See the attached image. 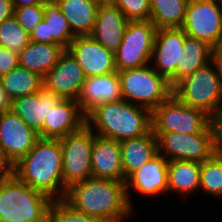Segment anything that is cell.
<instances>
[{"mask_svg": "<svg viewBox=\"0 0 222 222\" xmlns=\"http://www.w3.org/2000/svg\"><path fill=\"white\" fill-rule=\"evenodd\" d=\"M74 210L105 222H121L132 214L125 182L88 178L71 184L63 199Z\"/></svg>", "mask_w": 222, "mask_h": 222, "instance_id": "cell-1", "label": "cell"}, {"mask_svg": "<svg viewBox=\"0 0 222 222\" xmlns=\"http://www.w3.org/2000/svg\"><path fill=\"white\" fill-rule=\"evenodd\" d=\"M62 172L60 139L50 138H39L32 150L13 168V174L20 181L47 195L53 201L64 199L66 194L67 187L63 184Z\"/></svg>", "mask_w": 222, "mask_h": 222, "instance_id": "cell-2", "label": "cell"}, {"mask_svg": "<svg viewBox=\"0 0 222 222\" xmlns=\"http://www.w3.org/2000/svg\"><path fill=\"white\" fill-rule=\"evenodd\" d=\"M86 125L96 135L121 142L146 135L152 130V111L126 100L106 102L86 115Z\"/></svg>", "mask_w": 222, "mask_h": 222, "instance_id": "cell-3", "label": "cell"}, {"mask_svg": "<svg viewBox=\"0 0 222 222\" xmlns=\"http://www.w3.org/2000/svg\"><path fill=\"white\" fill-rule=\"evenodd\" d=\"M52 201L13 174L0 185V222H47Z\"/></svg>", "mask_w": 222, "mask_h": 222, "instance_id": "cell-4", "label": "cell"}, {"mask_svg": "<svg viewBox=\"0 0 222 222\" xmlns=\"http://www.w3.org/2000/svg\"><path fill=\"white\" fill-rule=\"evenodd\" d=\"M172 90L180 102L207 115L222 104V78L213 60L178 82Z\"/></svg>", "mask_w": 222, "mask_h": 222, "instance_id": "cell-5", "label": "cell"}, {"mask_svg": "<svg viewBox=\"0 0 222 222\" xmlns=\"http://www.w3.org/2000/svg\"><path fill=\"white\" fill-rule=\"evenodd\" d=\"M118 76L122 99L151 111L172 95L173 90L168 80L152 66L118 71Z\"/></svg>", "mask_w": 222, "mask_h": 222, "instance_id": "cell-6", "label": "cell"}, {"mask_svg": "<svg viewBox=\"0 0 222 222\" xmlns=\"http://www.w3.org/2000/svg\"><path fill=\"white\" fill-rule=\"evenodd\" d=\"M156 30L150 20L128 21L122 42L115 52L117 71L150 66Z\"/></svg>", "mask_w": 222, "mask_h": 222, "instance_id": "cell-7", "label": "cell"}, {"mask_svg": "<svg viewBox=\"0 0 222 222\" xmlns=\"http://www.w3.org/2000/svg\"><path fill=\"white\" fill-rule=\"evenodd\" d=\"M208 126V115L180 102L173 94L152 111L153 133L202 132Z\"/></svg>", "mask_w": 222, "mask_h": 222, "instance_id": "cell-8", "label": "cell"}, {"mask_svg": "<svg viewBox=\"0 0 222 222\" xmlns=\"http://www.w3.org/2000/svg\"><path fill=\"white\" fill-rule=\"evenodd\" d=\"M94 128L86 124L78 131L60 138L63 156V184H71L92 177L91 151L94 142Z\"/></svg>", "mask_w": 222, "mask_h": 222, "instance_id": "cell-9", "label": "cell"}, {"mask_svg": "<svg viewBox=\"0 0 222 222\" xmlns=\"http://www.w3.org/2000/svg\"><path fill=\"white\" fill-rule=\"evenodd\" d=\"M181 28L187 36L206 42L214 48L222 41V2L189 0Z\"/></svg>", "mask_w": 222, "mask_h": 222, "instance_id": "cell-10", "label": "cell"}, {"mask_svg": "<svg viewBox=\"0 0 222 222\" xmlns=\"http://www.w3.org/2000/svg\"><path fill=\"white\" fill-rule=\"evenodd\" d=\"M153 134L157 138L158 153L169 161L188 160L201 163L214 155L209 126L202 132L194 134L177 132Z\"/></svg>", "mask_w": 222, "mask_h": 222, "instance_id": "cell-11", "label": "cell"}, {"mask_svg": "<svg viewBox=\"0 0 222 222\" xmlns=\"http://www.w3.org/2000/svg\"><path fill=\"white\" fill-rule=\"evenodd\" d=\"M39 135L11 110L0 113V151L15 165L34 147Z\"/></svg>", "mask_w": 222, "mask_h": 222, "instance_id": "cell-12", "label": "cell"}, {"mask_svg": "<svg viewBox=\"0 0 222 222\" xmlns=\"http://www.w3.org/2000/svg\"><path fill=\"white\" fill-rule=\"evenodd\" d=\"M85 80L83 69L65 49L56 65L43 78V88L61 99L77 101Z\"/></svg>", "mask_w": 222, "mask_h": 222, "instance_id": "cell-13", "label": "cell"}, {"mask_svg": "<svg viewBox=\"0 0 222 222\" xmlns=\"http://www.w3.org/2000/svg\"><path fill=\"white\" fill-rule=\"evenodd\" d=\"M186 36L182 28L156 30L152 59L154 58L157 67L153 68L168 80L172 88L175 86L176 66L181 64L184 54Z\"/></svg>", "mask_w": 222, "mask_h": 222, "instance_id": "cell-14", "label": "cell"}, {"mask_svg": "<svg viewBox=\"0 0 222 222\" xmlns=\"http://www.w3.org/2000/svg\"><path fill=\"white\" fill-rule=\"evenodd\" d=\"M67 50L81 66L86 78L117 71L115 53L107 50L90 35L76 36Z\"/></svg>", "mask_w": 222, "mask_h": 222, "instance_id": "cell-15", "label": "cell"}, {"mask_svg": "<svg viewBox=\"0 0 222 222\" xmlns=\"http://www.w3.org/2000/svg\"><path fill=\"white\" fill-rule=\"evenodd\" d=\"M92 178L125 182L118 141L94 134L91 151Z\"/></svg>", "mask_w": 222, "mask_h": 222, "instance_id": "cell-16", "label": "cell"}, {"mask_svg": "<svg viewBox=\"0 0 222 222\" xmlns=\"http://www.w3.org/2000/svg\"><path fill=\"white\" fill-rule=\"evenodd\" d=\"M86 124V115L75 100L61 99L51 108L44 121L39 138L60 139L80 130Z\"/></svg>", "mask_w": 222, "mask_h": 222, "instance_id": "cell-17", "label": "cell"}, {"mask_svg": "<svg viewBox=\"0 0 222 222\" xmlns=\"http://www.w3.org/2000/svg\"><path fill=\"white\" fill-rule=\"evenodd\" d=\"M168 163L169 160L158 153L126 179V193L130 206L132 204L128 193L131 186L146 196H154L168 191Z\"/></svg>", "mask_w": 222, "mask_h": 222, "instance_id": "cell-18", "label": "cell"}, {"mask_svg": "<svg viewBox=\"0 0 222 222\" xmlns=\"http://www.w3.org/2000/svg\"><path fill=\"white\" fill-rule=\"evenodd\" d=\"M43 9L44 19L30 33V41L58 44L67 49L76 36L72 33L60 6L54 0L43 5Z\"/></svg>", "mask_w": 222, "mask_h": 222, "instance_id": "cell-19", "label": "cell"}, {"mask_svg": "<svg viewBox=\"0 0 222 222\" xmlns=\"http://www.w3.org/2000/svg\"><path fill=\"white\" fill-rule=\"evenodd\" d=\"M60 100V97L43 88L35 94L12 100L10 110L39 134L43 130L44 121L48 119L51 108H54Z\"/></svg>", "mask_w": 222, "mask_h": 222, "instance_id": "cell-20", "label": "cell"}, {"mask_svg": "<svg viewBox=\"0 0 222 222\" xmlns=\"http://www.w3.org/2000/svg\"><path fill=\"white\" fill-rule=\"evenodd\" d=\"M122 99L118 71L101 76L86 78L77 99L81 110L87 115L96 106Z\"/></svg>", "mask_w": 222, "mask_h": 222, "instance_id": "cell-21", "label": "cell"}, {"mask_svg": "<svg viewBox=\"0 0 222 222\" xmlns=\"http://www.w3.org/2000/svg\"><path fill=\"white\" fill-rule=\"evenodd\" d=\"M128 21L114 4L102 5L98 9L90 36L107 50L115 53L122 42Z\"/></svg>", "mask_w": 222, "mask_h": 222, "instance_id": "cell-22", "label": "cell"}, {"mask_svg": "<svg viewBox=\"0 0 222 222\" xmlns=\"http://www.w3.org/2000/svg\"><path fill=\"white\" fill-rule=\"evenodd\" d=\"M119 143L125 181L134 171L158 154V142L152 130L146 135L126 139Z\"/></svg>", "mask_w": 222, "mask_h": 222, "instance_id": "cell-23", "label": "cell"}, {"mask_svg": "<svg viewBox=\"0 0 222 222\" xmlns=\"http://www.w3.org/2000/svg\"><path fill=\"white\" fill-rule=\"evenodd\" d=\"M65 48L58 44L30 41L18 54L19 66L45 77L56 65Z\"/></svg>", "mask_w": 222, "mask_h": 222, "instance_id": "cell-24", "label": "cell"}, {"mask_svg": "<svg viewBox=\"0 0 222 222\" xmlns=\"http://www.w3.org/2000/svg\"><path fill=\"white\" fill-rule=\"evenodd\" d=\"M75 36L90 35L96 22L99 5L91 0H55Z\"/></svg>", "mask_w": 222, "mask_h": 222, "instance_id": "cell-25", "label": "cell"}, {"mask_svg": "<svg viewBox=\"0 0 222 222\" xmlns=\"http://www.w3.org/2000/svg\"><path fill=\"white\" fill-rule=\"evenodd\" d=\"M201 163L171 160L168 163V191L192 194L200 190Z\"/></svg>", "mask_w": 222, "mask_h": 222, "instance_id": "cell-26", "label": "cell"}, {"mask_svg": "<svg viewBox=\"0 0 222 222\" xmlns=\"http://www.w3.org/2000/svg\"><path fill=\"white\" fill-rule=\"evenodd\" d=\"M0 83L10 101L43 89V77L19 65L1 76Z\"/></svg>", "mask_w": 222, "mask_h": 222, "instance_id": "cell-27", "label": "cell"}, {"mask_svg": "<svg viewBox=\"0 0 222 222\" xmlns=\"http://www.w3.org/2000/svg\"><path fill=\"white\" fill-rule=\"evenodd\" d=\"M213 48L206 42L186 36L181 64L176 66L175 85L212 61Z\"/></svg>", "mask_w": 222, "mask_h": 222, "instance_id": "cell-28", "label": "cell"}, {"mask_svg": "<svg viewBox=\"0 0 222 222\" xmlns=\"http://www.w3.org/2000/svg\"><path fill=\"white\" fill-rule=\"evenodd\" d=\"M189 0H150V21L156 29L181 28Z\"/></svg>", "mask_w": 222, "mask_h": 222, "instance_id": "cell-29", "label": "cell"}, {"mask_svg": "<svg viewBox=\"0 0 222 222\" xmlns=\"http://www.w3.org/2000/svg\"><path fill=\"white\" fill-rule=\"evenodd\" d=\"M200 190L222 198V156L213 155L201 162Z\"/></svg>", "mask_w": 222, "mask_h": 222, "instance_id": "cell-30", "label": "cell"}, {"mask_svg": "<svg viewBox=\"0 0 222 222\" xmlns=\"http://www.w3.org/2000/svg\"><path fill=\"white\" fill-rule=\"evenodd\" d=\"M30 42V34L13 16L0 23V47L19 54Z\"/></svg>", "mask_w": 222, "mask_h": 222, "instance_id": "cell-31", "label": "cell"}, {"mask_svg": "<svg viewBox=\"0 0 222 222\" xmlns=\"http://www.w3.org/2000/svg\"><path fill=\"white\" fill-rule=\"evenodd\" d=\"M47 222H105L74 210L63 199L52 201L47 212Z\"/></svg>", "mask_w": 222, "mask_h": 222, "instance_id": "cell-32", "label": "cell"}, {"mask_svg": "<svg viewBox=\"0 0 222 222\" xmlns=\"http://www.w3.org/2000/svg\"><path fill=\"white\" fill-rule=\"evenodd\" d=\"M129 21L150 20V0H114Z\"/></svg>", "mask_w": 222, "mask_h": 222, "instance_id": "cell-33", "label": "cell"}, {"mask_svg": "<svg viewBox=\"0 0 222 222\" xmlns=\"http://www.w3.org/2000/svg\"><path fill=\"white\" fill-rule=\"evenodd\" d=\"M14 17L20 25L30 34L33 29L44 19L42 4L14 8Z\"/></svg>", "mask_w": 222, "mask_h": 222, "instance_id": "cell-34", "label": "cell"}, {"mask_svg": "<svg viewBox=\"0 0 222 222\" xmlns=\"http://www.w3.org/2000/svg\"><path fill=\"white\" fill-rule=\"evenodd\" d=\"M208 126L215 155L222 156V104L208 115Z\"/></svg>", "mask_w": 222, "mask_h": 222, "instance_id": "cell-35", "label": "cell"}, {"mask_svg": "<svg viewBox=\"0 0 222 222\" xmlns=\"http://www.w3.org/2000/svg\"><path fill=\"white\" fill-rule=\"evenodd\" d=\"M19 65L18 54L0 47V77L9 73Z\"/></svg>", "mask_w": 222, "mask_h": 222, "instance_id": "cell-36", "label": "cell"}, {"mask_svg": "<svg viewBox=\"0 0 222 222\" xmlns=\"http://www.w3.org/2000/svg\"><path fill=\"white\" fill-rule=\"evenodd\" d=\"M14 165L0 151V185L13 175Z\"/></svg>", "mask_w": 222, "mask_h": 222, "instance_id": "cell-37", "label": "cell"}, {"mask_svg": "<svg viewBox=\"0 0 222 222\" xmlns=\"http://www.w3.org/2000/svg\"><path fill=\"white\" fill-rule=\"evenodd\" d=\"M14 16L12 0H0V23Z\"/></svg>", "mask_w": 222, "mask_h": 222, "instance_id": "cell-38", "label": "cell"}, {"mask_svg": "<svg viewBox=\"0 0 222 222\" xmlns=\"http://www.w3.org/2000/svg\"><path fill=\"white\" fill-rule=\"evenodd\" d=\"M212 60L216 64L218 73L222 78V41L213 48Z\"/></svg>", "mask_w": 222, "mask_h": 222, "instance_id": "cell-39", "label": "cell"}, {"mask_svg": "<svg viewBox=\"0 0 222 222\" xmlns=\"http://www.w3.org/2000/svg\"><path fill=\"white\" fill-rule=\"evenodd\" d=\"M54 0H12L14 8H20L25 6H32L37 4L45 5L46 3Z\"/></svg>", "mask_w": 222, "mask_h": 222, "instance_id": "cell-40", "label": "cell"}, {"mask_svg": "<svg viewBox=\"0 0 222 222\" xmlns=\"http://www.w3.org/2000/svg\"><path fill=\"white\" fill-rule=\"evenodd\" d=\"M11 101L8 99L5 90L0 83V113L10 110Z\"/></svg>", "mask_w": 222, "mask_h": 222, "instance_id": "cell-41", "label": "cell"}, {"mask_svg": "<svg viewBox=\"0 0 222 222\" xmlns=\"http://www.w3.org/2000/svg\"><path fill=\"white\" fill-rule=\"evenodd\" d=\"M91 1L95 2L99 6L109 5V4H113L114 3V0H91Z\"/></svg>", "mask_w": 222, "mask_h": 222, "instance_id": "cell-42", "label": "cell"}]
</instances>
